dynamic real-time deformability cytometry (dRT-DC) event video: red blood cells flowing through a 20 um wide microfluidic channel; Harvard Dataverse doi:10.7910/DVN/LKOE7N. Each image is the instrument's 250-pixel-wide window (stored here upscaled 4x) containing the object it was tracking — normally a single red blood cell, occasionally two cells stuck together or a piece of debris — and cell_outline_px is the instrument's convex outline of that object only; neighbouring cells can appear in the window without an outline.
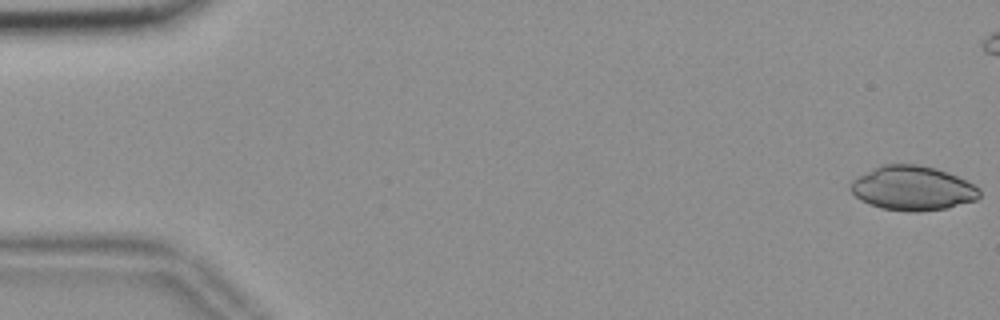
{"species": "common noctule bat (a hibernating species)", "species_latin": "Nyctalus noctula", "temperature_condition": "room temperature", "stored_images_in_passage": 48, "camera_frame_rate_fps": 3000, "um_per_image_px": 0.085, "animal": {"sex": "female", "body_mass_g": 18.4}, "frame": {"image": 1, "passage_image": 1, "time_ms": 0.0, "image_size_px": [1000, 320], "cell_outline_px": [[980, 196], [976, 200], [948, 208], [920, 212], [908, 212], [880, 208], [860, 200], [848, 188], [848, 184], [856, 176], [884, 164], [920, 164], [936, 168], [956, 176], [980, 188]], "centroid_in_image_um": [77.54, 16.01], "position_along_channel_um": 7.5, "area_um2": 33.58}}